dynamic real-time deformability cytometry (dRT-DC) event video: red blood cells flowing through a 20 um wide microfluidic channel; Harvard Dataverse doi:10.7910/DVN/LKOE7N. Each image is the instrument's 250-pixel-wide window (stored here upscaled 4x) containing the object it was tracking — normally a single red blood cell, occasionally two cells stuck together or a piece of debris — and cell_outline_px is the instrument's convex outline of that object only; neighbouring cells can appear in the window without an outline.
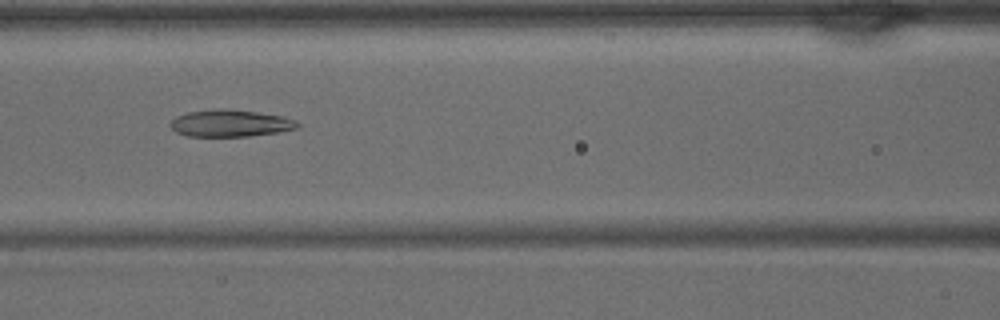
{"species": "common noctule bat (a hibernating species)", "species_latin": "Nyctalus noctula", "temperature_condition": "warm", "stored_images_in_passage": 33, "camera_frame_rate_fps": 3000, "um_per_image_px": 0.085, "animal": {"sex": "male", "body_mass_g": 15.6}, "frame": {"image": 1, "passage_image": 11, "time_ms": 3.333, "image_size_px": [1000, 320], "cell_outline_px": [[300, 124], [296, 128], [276, 132], [248, 136], [188, 136], [176, 132], [168, 124], [176, 116], [188, 112], [220, 108], [224, 108], [256, 112], [284, 116], [296, 120]], "centroid_in_image_um": [19.56, 10.47], "position_along_channel_um": 147.0, "area_um2": 19.88}}
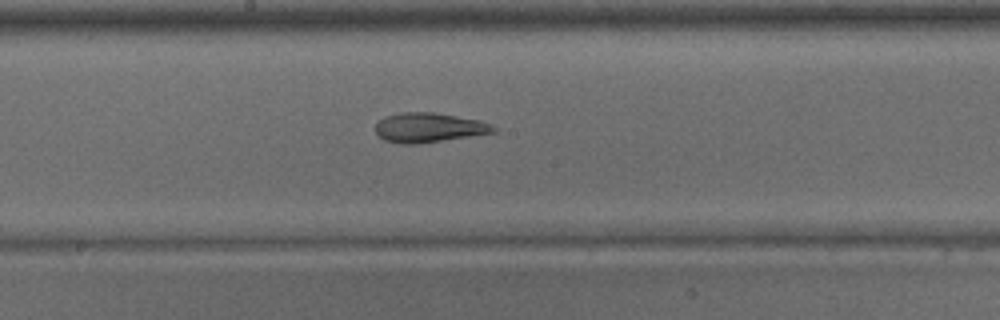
{"frame": {"image": 2, "passage_image": 15, "time_ms": 4.667, "image_size_px": [1000, 320], "cell_outline_px": [[496, 132], [420, 144], [400, 144], [384, 140], [376, 132], [376, 124], [384, 116], [400, 112], [432, 112], [480, 120], [492, 124], [496, 128]], "centroid_in_image_um": [36.45, 10.85], "position_along_channel_um": 211.7, "area_um2": 20.4}}
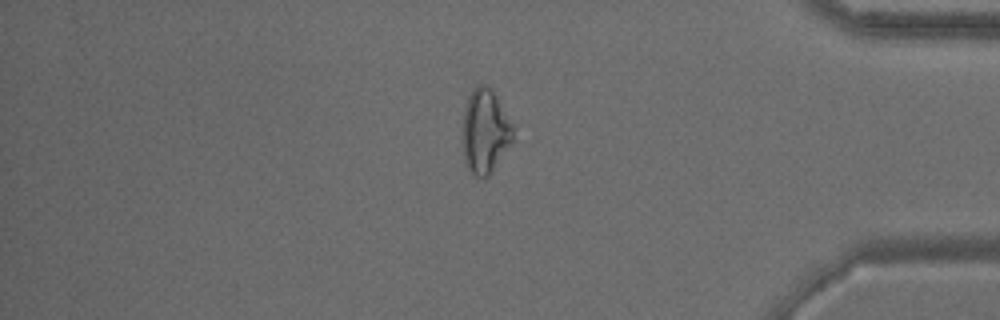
{"frame": {"image": 3, "passage_image": 28, "time_ms": 9.0, "image_size_px": [1000, 320], "cell_outline_px": [[512, 140], [488, 176], [476, 176], [468, 168], [464, 160], [460, 144], [464, 108], [468, 96], [472, 88], [476, 84], [484, 84], [492, 88], [512, 124]], "centroid_in_image_um": [41.16, 11.1], "position_along_channel_um": 394.0, "area_um2": 24.85}}